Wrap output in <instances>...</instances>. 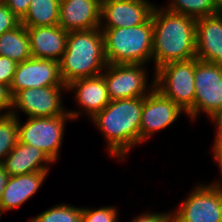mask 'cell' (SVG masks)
Listing matches in <instances>:
<instances>
[{"instance_id": "obj_7", "label": "cell", "mask_w": 222, "mask_h": 222, "mask_svg": "<svg viewBox=\"0 0 222 222\" xmlns=\"http://www.w3.org/2000/svg\"><path fill=\"white\" fill-rule=\"evenodd\" d=\"M195 101L188 118L197 119L199 113L210 118L222 110V64L194 58Z\"/></svg>"}, {"instance_id": "obj_11", "label": "cell", "mask_w": 222, "mask_h": 222, "mask_svg": "<svg viewBox=\"0 0 222 222\" xmlns=\"http://www.w3.org/2000/svg\"><path fill=\"white\" fill-rule=\"evenodd\" d=\"M48 86H67L60 77L59 62L31 57L17 64L10 92L14 97L23 89Z\"/></svg>"}, {"instance_id": "obj_34", "label": "cell", "mask_w": 222, "mask_h": 222, "mask_svg": "<svg viewBox=\"0 0 222 222\" xmlns=\"http://www.w3.org/2000/svg\"><path fill=\"white\" fill-rule=\"evenodd\" d=\"M216 8L222 12V0H212Z\"/></svg>"}, {"instance_id": "obj_30", "label": "cell", "mask_w": 222, "mask_h": 222, "mask_svg": "<svg viewBox=\"0 0 222 222\" xmlns=\"http://www.w3.org/2000/svg\"><path fill=\"white\" fill-rule=\"evenodd\" d=\"M31 0H4L12 13L20 20L27 14Z\"/></svg>"}, {"instance_id": "obj_28", "label": "cell", "mask_w": 222, "mask_h": 222, "mask_svg": "<svg viewBox=\"0 0 222 222\" xmlns=\"http://www.w3.org/2000/svg\"><path fill=\"white\" fill-rule=\"evenodd\" d=\"M12 108L13 96L10 92V87L0 83V116L10 115ZM4 111L6 112L4 113Z\"/></svg>"}, {"instance_id": "obj_27", "label": "cell", "mask_w": 222, "mask_h": 222, "mask_svg": "<svg viewBox=\"0 0 222 222\" xmlns=\"http://www.w3.org/2000/svg\"><path fill=\"white\" fill-rule=\"evenodd\" d=\"M17 63L8 57L0 56V83L11 85Z\"/></svg>"}, {"instance_id": "obj_22", "label": "cell", "mask_w": 222, "mask_h": 222, "mask_svg": "<svg viewBox=\"0 0 222 222\" xmlns=\"http://www.w3.org/2000/svg\"><path fill=\"white\" fill-rule=\"evenodd\" d=\"M166 9L174 13L190 16L196 20L220 12L212 0H172Z\"/></svg>"}, {"instance_id": "obj_17", "label": "cell", "mask_w": 222, "mask_h": 222, "mask_svg": "<svg viewBox=\"0 0 222 222\" xmlns=\"http://www.w3.org/2000/svg\"><path fill=\"white\" fill-rule=\"evenodd\" d=\"M67 90H74L75 98L90 119L102 111L111 101L106 83L100 74L94 77L80 78L70 82Z\"/></svg>"}, {"instance_id": "obj_16", "label": "cell", "mask_w": 222, "mask_h": 222, "mask_svg": "<svg viewBox=\"0 0 222 222\" xmlns=\"http://www.w3.org/2000/svg\"><path fill=\"white\" fill-rule=\"evenodd\" d=\"M34 58L60 62L66 50L68 31L59 25L26 27Z\"/></svg>"}, {"instance_id": "obj_23", "label": "cell", "mask_w": 222, "mask_h": 222, "mask_svg": "<svg viewBox=\"0 0 222 222\" xmlns=\"http://www.w3.org/2000/svg\"><path fill=\"white\" fill-rule=\"evenodd\" d=\"M28 222H82V207L55 205Z\"/></svg>"}, {"instance_id": "obj_1", "label": "cell", "mask_w": 222, "mask_h": 222, "mask_svg": "<svg viewBox=\"0 0 222 222\" xmlns=\"http://www.w3.org/2000/svg\"><path fill=\"white\" fill-rule=\"evenodd\" d=\"M151 18L155 71L168 63L196 58V19L158 6Z\"/></svg>"}, {"instance_id": "obj_4", "label": "cell", "mask_w": 222, "mask_h": 222, "mask_svg": "<svg viewBox=\"0 0 222 222\" xmlns=\"http://www.w3.org/2000/svg\"><path fill=\"white\" fill-rule=\"evenodd\" d=\"M103 32L108 64H147L152 59L153 24L145 23L128 28H100Z\"/></svg>"}, {"instance_id": "obj_8", "label": "cell", "mask_w": 222, "mask_h": 222, "mask_svg": "<svg viewBox=\"0 0 222 222\" xmlns=\"http://www.w3.org/2000/svg\"><path fill=\"white\" fill-rule=\"evenodd\" d=\"M63 90L67 91V86H48L41 88H27L19 91L13 97V108L11 115L18 117L17 111H22L30 117H54L60 115H72V120L81 115L76 110L63 109Z\"/></svg>"}, {"instance_id": "obj_26", "label": "cell", "mask_w": 222, "mask_h": 222, "mask_svg": "<svg viewBox=\"0 0 222 222\" xmlns=\"http://www.w3.org/2000/svg\"><path fill=\"white\" fill-rule=\"evenodd\" d=\"M20 23V19L17 18L3 2L0 5V35H2L4 32L14 29Z\"/></svg>"}, {"instance_id": "obj_3", "label": "cell", "mask_w": 222, "mask_h": 222, "mask_svg": "<svg viewBox=\"0 0 222 222\" xmlns=\"http://www.w3.org/2000/svg\"><path fill=\"white\" fill-rule=\"evenodd\" d=\"M107 64L100 28L68 31L66 50L59 62L60 77L65 85L76 79L98 76Z\"/></svg>"}, {"instance_id": "obj_25", "label": "cell", "mask_w": 222, "mask_h": 222, "mask_svg": "<svg viewBox=\"0 0 222 222\" xmlns=\"http://www.w3.org/2000/svg\"><path fill=\"white\" fill-rule=\"evenodd\" d=\"M117 210V208L109 206L98 209L82 208V222H117Z\"/></svg>"}, {"instance_id": "obj_13", "label": "cell", "mask_w": 222, "mask_h": 222, "mask_svg": "<svg viewBox=\"0 0 222 222\" xmlns=\"http://www.w3.org/2000/svg\"><path fill=\"white\" fill-rule=\"evenodd\" d=\"M184 112L173 100L166 98L156 88L143 97L140 124V144L154 132L169 127Z\"/></svg>"}, {"instance_id": "obj_20", "label": "cell", "mask_w": 222, "mask_h": 222, "mask_svg": "<svg viewBox=\"0 0 222 222\" xmlns=\"http://www.w3.org/2000/svg\"><path fill=\"white\" fill-rule=\"evenodd\" d=\"M0 56L8 57L17 64L32 57L27 29L21 23L0 35Z\"/></svg>"}, {"instance_id": "obj_9", "label": "cell", "mask_w": 222, "mask_h": 222, "mask_svg": "<svg viewBox=\"0 0 222 222\" xmlns=\"http://www.w3.org/2000/svg\"><path fill=\"white\" fill-rule=\"evenodd\" d=\"M142 66L144 64H107L101 75L111 100L145 97L155 88V81L151 87L147 86L148 76Z\"/></svg>"}, {"instance_id": "obj_10", "label": "cell", "mask_w": 222, "mask_h": 222, "mask_svg": "<svg viewBox=\"0 0 222 222\" xmlns=\"http://www.w3.org/2000/svg\"><path fill=\"white\" fill-rule=\"evenodd\" d=\"M174 212L172 222H222V192L209 184L197 185Z\"/></svg>"}, {"instance_id": "obj_29", "label": "cell", "mask_w": 222, "mask_h": 222, "mask_svg": "<svg viewBox=\"0 0 222 222\" xmlns=\"http://www.w3.org/2000/svg\"><path fill=\"white\" fill-rule=\"evenodd\" d=\"M131 222H172V212H146L135 217V219H133Z\"/></svg>"}, {"instance_id": "obj_21", "label": "cell", "mask_w": 222, "mask_h": 222, "mask_svg": "<svg viewBox=\"0 0 222 222\" xmlns=\"http://www.w3.org/2000/svg\"><path fill=\"white\" fill-rule=\"evenodd\" d=\"M59 6L60 0H31L21 24L25 27L58 25Z\"/></svg>"}, {"instance_id": "obj_32", "label": "cell", "mask_w": 222, "mask_h": 222, "mask_svg": "<svg viewBox=\"0 0 222 222\" xmlns=\"http://www.w3.org/2000/svg\"><path fill=\"white\" fill-rule=\"evenodd\" d=\"M212 149H213V154L215 158L214 160H216L217 161L216 163L219 164L218 166H219L220 172L222 173V146H214ZM210 185L213 187H216L222 192V181L220 182L216 180V182H213Z\"/></svg>"}, {"instance_id": "obj_12", "label": "cell", "mask_w": 222, "mask_h": 222, "mask_svg": "<svg viewBox=\"0 0 222 222\" xmlns=\"http://www.w3.org/2000/svg\"><path fill=\"white\" fill-rule=\"evenodd\" d=\"M154 7L148 0H101L100 28L141 25L151 17Z\"/></svg>"}, {"instance_id": "obj_6", "label": "cell", "mask_w": 222, "mask_h": 222, "mask_svg": "<svg viewBox=\"0 0 222 222\" xmlns=\"http://www.w3.org/2000/svg\"><path fill=\"white\" fill-rule=\"evenodd\" d=\"M68 119H72V115L30 117L22 124L18 118V141L35 146L56 162Z\"/></svg>"}, {"instance_id": "obj_24", "label": "cell", "mask_w": 222, "mask_h": 222, "mask_svg": "<svg viewBox=\"0 0 222 222\" xmlns=\"http://www.w3.org/2000/svg\"><path fill=\"white\" fill-rule=\"evenodd\" d=\"M18 142V117L0 116V164Z\"/></svg>"}, {"instance_id": "obj_33", "label": "cell", "mask_w": 222, "mask_h": 222, "mask_svg": "<svg viewBox=\"0 0 222 222\" xmlns=\"http://www.w3.org/2000/svg\"><path fill=\"white\" fill-rule=\"evenodd\" d=\"M9 177L10 176L8 172L5 170L4 166L0 164V201H1L2 194L6 187Z\"/></svg>"}, {"instance_id": "obj_15", "label": "cell", "mask_w": 222, "mask_h": 222, "mask_svg": "<svg viewBox=\"0 0 222 222\" xmlns=\"http://www.w3.org/2000/svg\"><path fill=\"white\" fill-rule=\"evenodd\" d=\"M196 58L222 64V12L196 20Z\"/></svg>"}, {"instance_id": "obj_31", "label": "cell", "mask_w": 222, "mask_h": 222, "mask_svg": "<svg viewBox=\"0 0 222 222\" xmlns=\"http://www.w3.org/2000/svg\"><path fill=\"white\" fill-rule=\"evenodd\" d=\"M209 119H211L216 124L215 126H217L213 146H222V110L214 114Z\"/></svg>"}, {"instance_id": "obj_19", "label": "cell", "mask_w": 222, "mask_h": 222, "mask_svg": "<svg viewBox=\"0 0 222 222\" xmlns=\"http://www.w3.org/2000/svg\"><path fill=\"white\" fill-rule=\"evenodd\" d=\"M51 162L49 157L40 149L18 141L14 149L4 158L2 165L9 176H17L49 171V163Z\"/></svg>"}, {"instance_id": "obj_2", "label": "cell", "mask_w": 222, "mask_h": 222, "mask_svg": "<svg viewBox=\"0 0 222 222\" xmlns=\"http://www.w3.org/2000/svg\"><path fill=\"white\" fill-rule=\"evenodd\" d=\"M143 97L111 100L91 121L107 142L109 154L125 160L132 147L140 144Z\"/></svg>"}, {"instance_id": "obj_18", "label": "cell", "mask_w": 222, "mask_h": 222, "mask_svg": "<svg viewBox=\"0 0 222 222\" xmlns=\"http://www.w3.org/2000/svg\"><path fill=\"white\" fill-rule=\"evenodd\" d=\"M48 172L40 171L10 176L0 201V218L5 211L20 207L35 195L41 188Z\"/></svg>"}, {"instance_id": "obj_14", "label": "cell", "mask_w": 222, "mask_h": 222, "mask_svg": "<svg viewBox=\"0 0 222 222\" xmlns=\"http://www.w3.org/2000/svg\"><path fill=\"white\" fill-rule=\"evenodd\" d=\"M101 0H60L59 23L66 31L100 28Z\"/></svg>"}, {"instance_id": "obj_5", "label": "cell", "mask_w": 222, "mask_h": 222, "mask_svg": "<svg viewBox=\"0 0 222 222\" xmlns=\"http://www.w3.org/2000/svg\"><path fill=\"white\" fill-rule=\"evenodd\" d=\"M154 73L155 88L188 115L195 101L194 58L168 63Z\"/></svg>"}]
</instances>
